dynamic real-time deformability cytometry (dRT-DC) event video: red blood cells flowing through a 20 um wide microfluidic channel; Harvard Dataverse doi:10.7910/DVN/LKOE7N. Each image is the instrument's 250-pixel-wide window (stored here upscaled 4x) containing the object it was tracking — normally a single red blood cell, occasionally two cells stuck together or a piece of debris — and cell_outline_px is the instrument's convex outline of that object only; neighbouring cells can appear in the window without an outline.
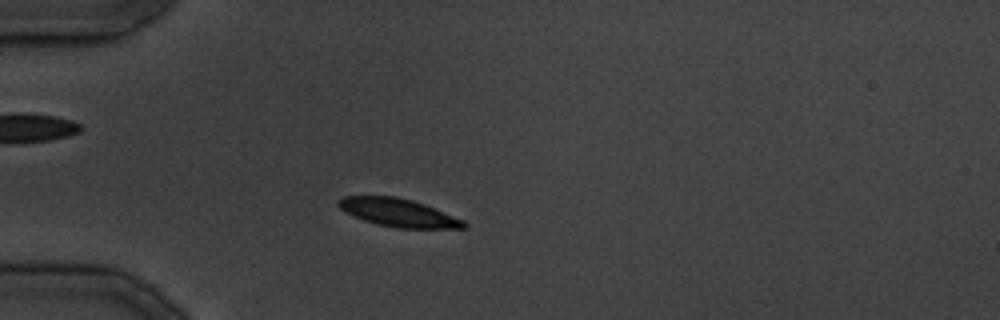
{"species": "common noctule bat (a hibernating species)", "species_latin": "Nyctalus noctula", "temperature_condition": "cold", "stored_images_in_passage": 17, "camera_frame_rate_fps": 3000, "um_per_image_px": 0.085, "animal": {"sex": "male", "body_mass_g": 19.5, "forearm_length_mm": 54.6}, "frame": {"image": 1, "passage_image": 6, "time_ms": 6.667, "image_size_px": [1000, 320], "cell_outline_px": [[468, 228], [400, 228], [376, 224], [364, 220], [344, 212], [336, 204], [336, 200], [344, 196], [396, 196], [412, 200], [424, 204], [464, 220], [468, 224]], "centroid_in_image_um": [33.84, 18.07], "position_along_channel_um": 51.2, "area_um2": 20.52}}
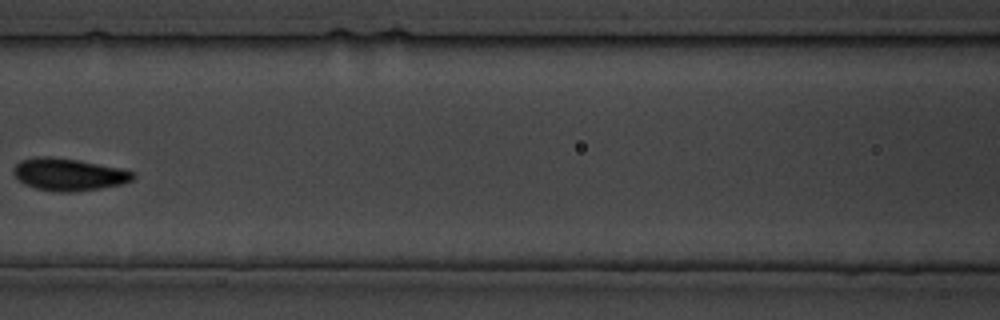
{"frame": {"image": 2, "passage_image": 13, "time_ms": 14.667, "image_size_px": [1000, 320], "cell_outline_px": [[136, 176], [132, 180], [120, 184], [100, 188], [68, 192], [64, 192], [36, 188], [24, 184], [12, 172], [12, 168], [20, 160], [36, 156], [52, 156], [80, 160], [124, 168], [136, 172]], "centroid_in_image_um": [5.86, 14.8], "position_along_channel_um": 160.7, "area_um2": 22.66}}
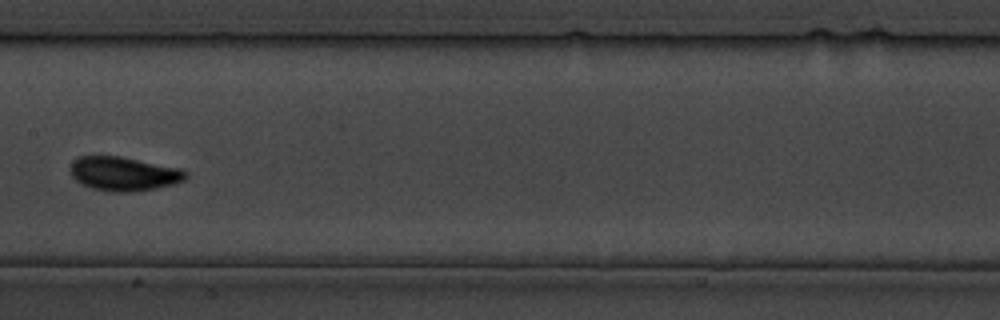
{"frame": {"image": 3, "passage_image": 15, "time_ms": 17.0, "image_size_px": [1000, 320], "cell_outline_px": [[188, 176], [184, 180], [172, 184], [156, 188], [132, 192], [112, 192], [92, 188], [76, 180], [72, 176], [72, 160], [80, 156], [120, 156], [180, 168], [188, 172]], "centroid_in_image_um": [10.54, 14.77], "position_along_channel_um": 196.9, "area_um2": 22.72}}